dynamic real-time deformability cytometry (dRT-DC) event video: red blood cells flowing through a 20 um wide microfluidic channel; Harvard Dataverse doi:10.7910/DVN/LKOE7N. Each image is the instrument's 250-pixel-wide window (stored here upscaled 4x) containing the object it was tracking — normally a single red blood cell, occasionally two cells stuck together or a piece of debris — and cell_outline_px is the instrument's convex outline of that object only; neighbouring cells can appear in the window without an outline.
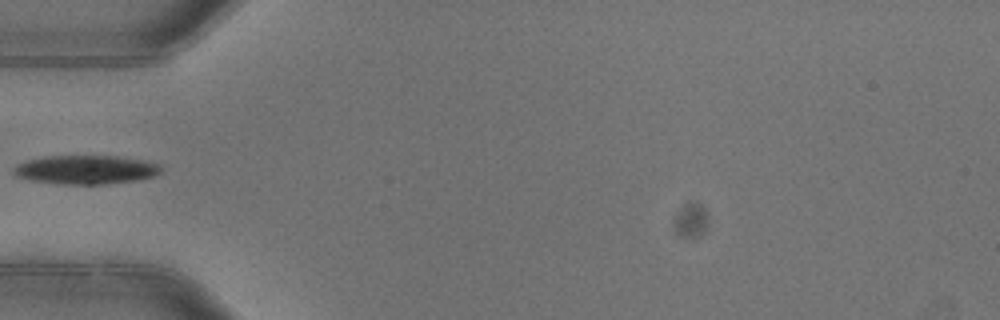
{"species": "common noctule bat (a hibernating species)", "species_latin": "Nyctalus noctula", "temperature_condition": "warm", "stored_images_in_passage": 4, "camera_frame_rate_fps": 3000, "um_per_image_px": 0.085, "animal": {"sex": "female"}, "frame": {"image": 1, "passage_image": 4, "time_ms": 1.0, "image_size_px": [1000, 320], "cell_outline_px": [[160, 172], [152, 176], [136, 180], [104, 184], [60, 184], [32, 180], [20, 176], [12, 172], [12, 168], [28, 160], [44, 156], [116, 156], [140, 160], [156, 164], [160, 168]], "centroid_in_image_um": [7.26, 14.42], "position_along_channel_um": 77.7, "area_um2": 24.22}}